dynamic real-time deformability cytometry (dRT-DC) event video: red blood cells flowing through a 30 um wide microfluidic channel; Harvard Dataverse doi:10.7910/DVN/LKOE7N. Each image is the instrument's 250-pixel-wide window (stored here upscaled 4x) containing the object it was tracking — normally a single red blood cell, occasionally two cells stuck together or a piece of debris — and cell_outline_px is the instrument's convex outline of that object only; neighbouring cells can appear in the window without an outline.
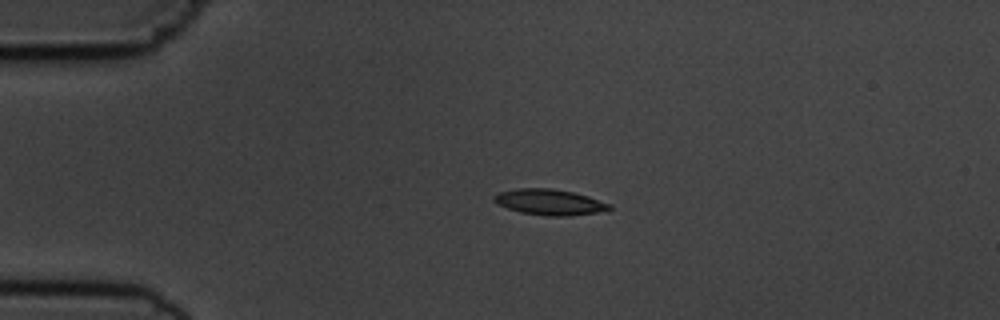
{"species": "common noctule bat (a hibernating species)", "species_latin": "Nyctalus noctula", "temperature_condition": "cold", "stored_images_in_passage": 44, "camera_frame_rate_fps": 3000, "um_per_image_px": 0.085, "animal": {"sex": "male", "body_mass_g": 19.5, "forearm_length_mm": 54.6}, "frame": {"image": 1, "passage_image": 1, "time_ms": 0.0, "image_size_px": [1000, 320], "cell_outline_px": [[612, 208], [608, 212], [568, 216], [544, 216], [520, 212], [496, 204], [492, 200], [492, 196], [496, 192], [516, 188], [552, 188], [572, 192], [588, 196], [612, 204]], "centroid_in_image_um": [46.72, 17.18], "position_along_channel_um": 38.3, "area_um2": 17.86}}
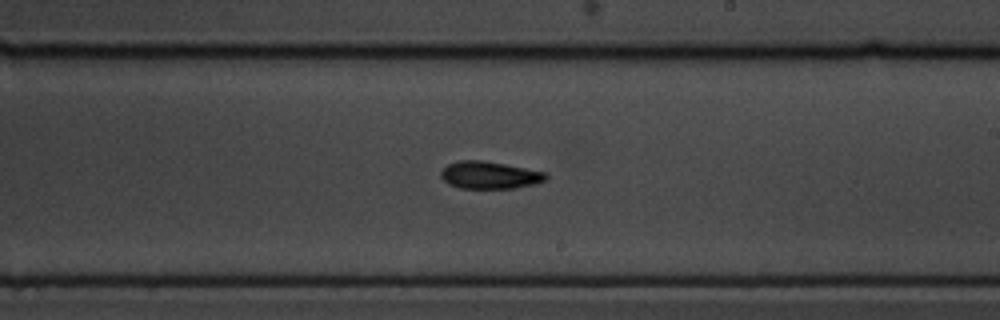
{"frame": {"image": 2, "passage_image": 21, "time_ms": 6.667, "image_size_px": [1000, 320], "cell_outline_px": [[548, 180], [536, 184], [516, 188], [460, 188], [448, 184], [440, 176], [440, 172], [448, 164], [460, 160], [480, 160], [504, 164], [548, 172]], "centroid_in_image_um": [41.66, 14.89], "position_along_channel_um": 247.3, "area_um2": 16.88}}
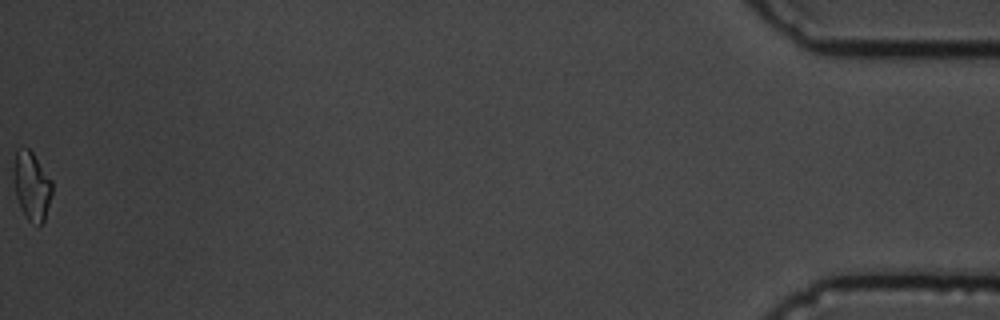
{"frame": {"image": 3, "passage_image": 44, "time_ms": 14.333, "image_size_px": [1000, 320], "cell_outline_px": [[52, 192], [44, 220], [36, 228], [28, 220], [20, 208], [16, 196], [12, 176], [12, 168], [16, 148], [28, 148], [32, 152], [52, 180]], "centroid_in_image_um": [2.66, 15.8], "position_along_channel_um": 432.5, "area_um2": 15.66}, "authors_computed_cell_mechanics": {"area_um2": 16.2996, "velocity_mm_per_s": 3.6546, "shape_relaxation_time_tau1_ms": 3.4467, "shape_relaxation_time_tau2_ms": null, "deformation_change_tau1": 0.1101, "deformation_change_tau2": null}}